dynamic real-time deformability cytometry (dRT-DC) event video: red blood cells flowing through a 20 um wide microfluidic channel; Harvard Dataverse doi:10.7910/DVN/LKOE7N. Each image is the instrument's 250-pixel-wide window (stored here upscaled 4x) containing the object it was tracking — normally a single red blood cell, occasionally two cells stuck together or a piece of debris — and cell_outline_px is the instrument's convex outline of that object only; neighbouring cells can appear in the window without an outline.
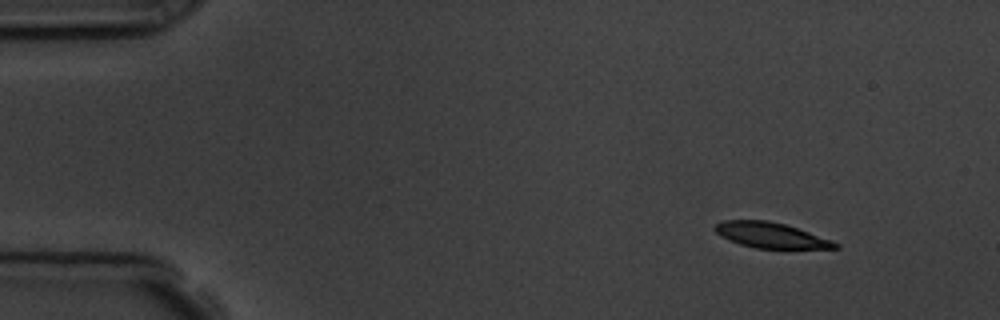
{"species": "common noctule bat (a hibernating species)", "species_latin": "Nyctalus noctula", "temperature_condition": "room temperature", "stored_images_in_passage": 5, "camera_frame_rate_fps": 3000, "um_per_image_px": 0.085, "animal": {"sex": "male", "body_mass_g": 19.5, "forearm_length_mm": 54.6}, "frame": {"image": 1, "passage_image": 2, "time_ms": 1.0, "image_size_px": [1000, 320], "cell_outline_px": [[840, 248], [756, 248], [740, 244], [720, 236], [712, 228], [716, 224], [724, 220], [768, 220], [784, 224], [832, 240], [840, 244]], "centroid_in_image_um": [65.49, 19.99], "position_along_channel_um": 19.5, "area_um2": 17.63}}
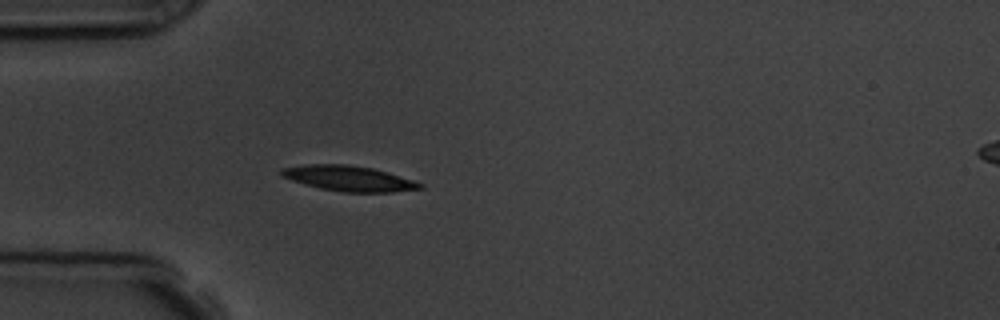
{"frame": {"image": 2, "passage_image": 5, "time_ms": 4.333, "image_size_px": [1000, 320], "cell_outline_px": [[424, 188], [392, 192], [344, 192], [320, 188], [292, 180], [280, 176], [280, 168], [304, 164], [348, 164], [372, 168], [412, 180], [424, 184]], "centroid_in_image_um": [29.61, 15.16], "position_along_channel_um": 55.4, "area_um2": 20.35}}